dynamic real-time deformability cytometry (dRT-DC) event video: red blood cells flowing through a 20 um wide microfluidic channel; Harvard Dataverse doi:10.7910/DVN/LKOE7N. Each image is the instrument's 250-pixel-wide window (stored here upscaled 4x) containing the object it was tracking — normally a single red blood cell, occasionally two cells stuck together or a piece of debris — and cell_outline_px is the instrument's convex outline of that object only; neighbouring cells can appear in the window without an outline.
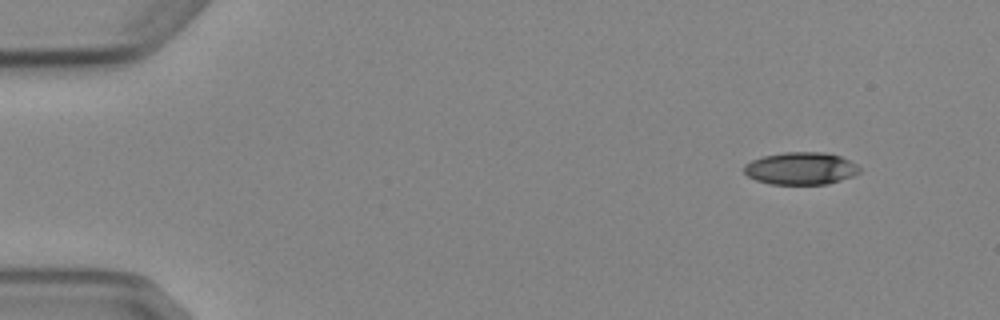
{"species": "Egyptian fruit bat (a non-hibernating species)", "species_latin": "Rousettus aegyptiacus", "temperature_condition": "cold", "stored_images_in_passage": 5, "camera_frame_rate_fps": 3000, "um_per_image_px": 0.085, "animal": {"sex": "female"}, "frame": {"image": 1, "passage_image": 1, "time_ms": 0.0, "image_size_px": [1000, 320], "cell_outline_px": [[860, 172], [852, 176], [828, 184], [772, 184], [756, 180], [748, 176], [744, 172], [744, 164], [752, 160], [764, 156], [784, 152], [824, 152], [840, 156], [856, 164], [860, 168]], "centroid_in_image_um": [68.06, 14.31], "position_along_channel_um": 16.9, "area_um2": 21.73}}
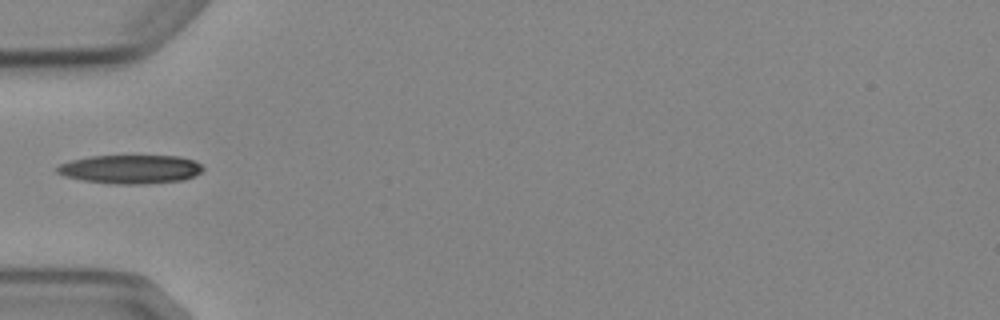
{"frame": {"image": 2, "passage_image": 4, "time_ms": 4.333, "image_size_px": [1000, 320], "cell_outline_px": [[204, 168], [200, 172], [184, 180], [144, 184], [116, 184], [84, 180], [64, 176], [56, 172], [56, 168], [60, 164], [72, 160], [92, 156], [180, 156], [192, 160], [200, 164]], "centroid_in_image_um": [11.09, 14.38], "position_along_channel_um": 73.9, "area_um2": 24.22}}
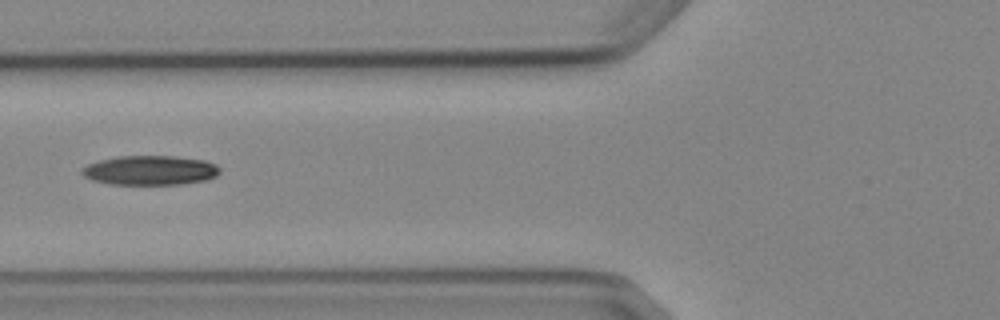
{"frame": {"image": 3, "passage_image": 5, "time_ms": 5.333, "image_size_px": [1000, 320], "cell_outline_px": [[220, 172], [216, 176], [204, 180], [180, 184], [112, 184], [92, 180], [84, 176], [80, 172], [80, 168], [88, 164], [100, 160], [116, 156], [172, 156], [204, 160], [216, 164], [220, 168]], "centroid_in_image_um": [12.73, 14.47], "position_along_channel_um": 113.1, "area_um2": 23.64}}